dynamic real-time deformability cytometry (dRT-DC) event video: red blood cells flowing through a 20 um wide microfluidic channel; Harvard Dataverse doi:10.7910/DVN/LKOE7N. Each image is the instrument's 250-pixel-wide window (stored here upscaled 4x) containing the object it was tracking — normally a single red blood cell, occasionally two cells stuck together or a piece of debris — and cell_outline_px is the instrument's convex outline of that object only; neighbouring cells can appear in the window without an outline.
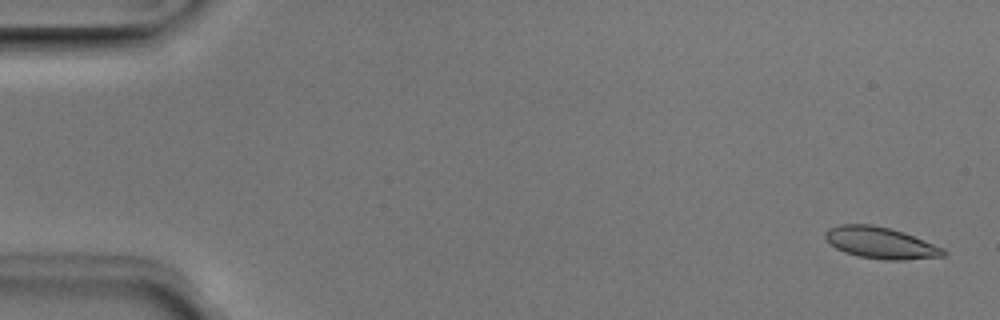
{"species": "Egyptian fruit bat (a non-hibernating species)", "species_latin": "Rousettus aegyptiacus", "temperature_condition": "room temperature", "stored_images_in_passage": 7, "camera_frame_rate_fps": 3000, "um_per_image_px": 0.085, "animal": {"sex": "male"}, "frame": {"image": 1, "passage_image": 1, "time_ms": 0.0, "image_size_px": [1000, 320], "cell_outline_px": [[948, 252], [944, 256], [904, 260], [884, 260], [860, 256], [844, 252], [836, 248], [824, 236], [824, 232], [828, 228], [840, 224], [872, 224], [904, 232], [944, 248]], "centroid_in_image_um": [74.86, 20.64], "position_along_channel_um": 10.1, "area_um2": 21.68}}